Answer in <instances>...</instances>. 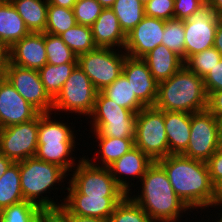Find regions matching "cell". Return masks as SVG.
Instances as JSON below:
<instances>
[{"label": "cell", "mask_w": 222, "mask_h": 222, "mask_svg": "<svg viewBox=\"0 0 222 222\" xmlns=\"http://www.w3.org/2000/svg\"><path fill=\"white\" fill-rule=\"evenodd\" d=\"M206 4L216 15L222 17V0H206Z\"/></svg>", "instance_id": "49"}, {"label": "cell", "mask_w": 222, "mask_h": 222, "mask_svg": "<svg viewBox=\"0 0 222 222\" xmlns=\"http://www.w3.org/2000/svg\"><path fill=\"white\" fill-rule=\"evenodd\" d=\"M116 0H97L103 8H111Z\"/></svg>", "instance_id": "54"}, {"label": "cell", "mask_w": 222, "mask_h": 222, "mask_svg": "<svg viewBox=\"0 0 222 222\" xmlns=\"http://www.w3.org/2000/svg\"><path fill=\"white\" fill-rule=\"evenodd\" d=\"M165 20L145 16L128 34L124 51L133 58H143L161 44Z\"/></svg>", "instance_id": "14"}, {"label": "cell", "mask_w": 222, "mask_h": 222, "mask_svg": "<svg viewBox=\"0 0 222 222\" xmlns=\"http://www.w3.org/2000/svg\"><path fill=\"white\" fill-rule=\"evenodd\" d=\"M59 37L62 41L78 55L90 52L97 46L93 41L92 30L90 26L75 24Z\"/></svg>", "instance_id": "31"}, {"label": "cell", "mask_w": 222, "mask_h": 222, "mask_svg": "<svg viewBox=\"0 0 222 222\" xmlns=\"http://www.w3.org/2000/svg\"><path fill=\"white\" fill-rule=\"evenodd\" d=\"M39 114L32 120L0 129V153L19 162L34 157L38 146Z\"/></svg>", "instance_id": "11"}, {"label": "cell", "mask_w": 222, "mask_h": 222, "mask_svg": "<svg viewBox=\"0 0 222 222\" xmlns=\"http://www.w3.org/2000/svg\"><path fill=\"white\" fill-rule=\"evenodd\" d=\"M29 33L10 0L0 1V44L8 50Z\"/></svg>", "instance_id": "23"}, {"label": "cell", "mask_w": 222, "mask_h": 222, "mask_svg": "<svg viewBox=\"0 0 222 222\" xmlns=\"http://www.w3.org/2000/svg\"><path fill=\"white\" fill-rule=\"evenodd\" d=\"M113 48L96 47L90 52L78 55L77 65L87 75L97 91L113 83L123 72L127 54Z\"/></svg>", "instance_id": "7"}, {"label": "cell", "mask_w": 222, "mask_h": 222, "mask_svg": "<svg viewBox=\"0 0 222 222\" xmlns=\"http://www.w3.org/2000/svg\"><path fill=\"white\" fill-rule=\"evenodd\" d=\"M142 59L158 83L169 79L184 66L183 59L163 44L155 47Z\"/></svg>", "instance_id": "22"}, {"label": "cell", "mask_w": 222, "mask_h": 222, "mask_svg": "<svg viewBox=\"0 0 222 222\" xmlns=\"http://www.w3.org/2000/svg\"><path fill=\"white\" fill-rule=\"evenodd\" d=\"M203 81L207 95L222 90V58L203 78Z\"/></svg>", "instance_id": "42"}, {"label": "cell", "mask_w": 222, "mask_h": 222, "mask_svg": "<svg viewBox=\"0 0 222 222\" xmlns=\"http://www.w3.org/2000/svg\"><path fill=\"white\" fill-rule=\"evenodd\" d=\"M140 195H128L154 222H177L189 208L172 188L164 168L154 161L141 178ZM177 220V221H176Z\"/></svg>", "instance_id": "2"}, {"label": "cell", "mask_w": 222, "mask_h": 222, "mask_svg": "<svg viewBox=\"0 0 222 222\" xmlns=\"http://www.w3.org/2000/svg\"><path fill=\"white\" fill-rule=\"evenodd\" d=\"M111 9L125 34L145 17L144 5L139 0H116Z\"/></svg>", "instance_id": "30"}, {"label": "cell", "mask_w": 222, "mask_h": 222, "mask_svg": "<svg viewBox=\"0 0 222 222\" xmlns=\"http://www.w3.org/2000/svg\"><path fill=\"white\" fill-rule=\"evenodd\" d=\"M41 210L36 204L24 200L0 211V222H38Z\"/></svg>", "instance_id": "35"}, {"label": "cell", "mask_w": 222, "mask_h": 222, "mask_svg": "<svg viewBox=\"0 0 222 222\" xmlns=\"http://www.w3.org/2000/svg\"><path fill=\"white\" fill-rule=\"evenodd\" d=\"M52 113H39L38 143L75 142L76 136L67 123L51 120Z\"/></svg>", "instance_id": "27"}, {"label": "cell", "mask_w": 222, "mask_h": 222, "mask_svg": "<svg viewBox=\"0 0 222 222\" xmlns=\"http://www.w3.org/2000/svg\"><path fill=\"white\" fill-rule=\"evenodd\" d=\"M109 222H154L128 195L115 207Z\"/></svg>", "instance_id": "36"}, {"label": "cell", "mask_w": 222, "mask_h": 222, "mask_svg": "<svg viewBox=\"0 0 222 222\" xmlns=\"http://www.w3.org/2000/svg\"><path fill=\"white\" fill-rule=\"evenodd\" d=\"M221 58V53L215 47H212L189 56L184 61V66L199 77L204 78Z\"/></svg>", "instance_id": "38"}, {"label": "cell", "mask_w": 222, "mask_h": 222, "mask_svg": "<svg viewBox=\"0 0 222 222\" xmlns=\"http://www.w3.org/2000/svg\"><path fill=\"white\" fill-rule=\"evenodd\" d=\"M143 5H145L149 0H139Z\"/></svg>", "instance_id": "55"}, {"label": "cell", "mask_w": 222, "mask_h": 222, "mask_svg": "<svg viewBox=\"0 0 222 222\" xmlns=\"http://www.w3.org/2000/svg\"><path fill=\"white\" fill-rule=\"evenodd\" d=\"M4 77L40 113H51L53 99L44 89L38 70L17 66L7 59Z\"/></svg>", "instance_id": "12"}, {"label": "cell", "mask_w": 222, "mask_h": 222, "mask_svg": "<svg viewBox=\"0 0 222 222\" xmlns=\"http://www.w3.org/2000/svg\"><path fill=\"white\" fill-rule=\"evenodd\" d=\"M76 65L77 63H64L61 65L46 63L38 70L44 89L52 99L58 95Z\"/></svg>", "instance_id": "29"}, {"label": "cell", "mask_w": 222, "mask_h": 222, "mask_svg": "<svg viewBox=\"0 0 222 222\" xmlns=\"http://www.w3.org/2000/svg\"><path fill=\"white\" fill-rule=\"evenodd\" d=\"M7 55L12 64L39 70L47 63L45 32H30L9 48Z\"/></svg>", "instance_id": "18"}, {"label": "cell", "mask_w": 222, "mask_h": 222, "mask_svg": "<svg viewBox=\"0 0 222 222\" xmlns=\"http://www.w3.org/2000/svg\"><path fill=\"white\" fill-rule=\"evenodd\" d=\"M207 104L203 78L185 66L169 79L158 83L154 106L160 110L194 113L207 109Z\"/></svg>", "instance_id": "3"}, {"label": "cell", "mask_w": 222, "mask_h": 222, "mask_svg": "<svg viewBox=\"0 0 222 222\" xmlns=\"http://www.w3.org/2000/svg\"><path fill=\"white\" fill-rule=\"evenodd\" d=\"M103 9L97 0H77L73 6L76 23L91 26Z\"/></svg>", "instance_id": "39"}, {"label": "cell", "mask_w": 222, "mask_h": 222, "mask_svg": "<svg viewBox=\"0 0 222 222\" xmlns=\"http://www.w3.org/2000/svg\"><path fill=\"white\" fill-rule=\"evenodd\" d=\"M101 92L118 106L129 109L134 113H138L142 108L146 107L136 97L130 83L123 74Z\"/></svg>", "instance_id": "26"}, {"label": "cell", "mask_w": 222, "mask_h": 222, "mask_svg": "<svg viewBox=\"0 0 222 222\" xmlns=\"http://www.w3.org/2000/svg\"><path fill=\"white\" fill-rule=\"evenodd\" d=\"M212 183L222 178V151L217 150L206 161Z\"/></svg>", "instance_id": "43"}, {"label": "cell", "mask_w": 222, "mask_h": 222, "mask_svg": "<svg viewBox=\"0 0 222 222\" xmlns=\"http://www.w3.org/2000/svg\"><path fill=\"white\" fill-rule=\"evenodd\" d=\"M7 59V50L0 44V79L4 77L5 64Z\"/></svg>", "instance_id": "51"}, {"label": "cell", "mask_w": 222, "mask_h": 222, "mask_svg": "<svg viewBox=\"0 0 222 222\" xmlns=\"http://www.w3.org/2000/svg\"><path fill=\"white\" fill-rule=\"evenodd\" d=\"M161 44L167 46L185 61V34L183 20L174 18L165 21Z\"/></svg>", "instance_id": "37"}, {"label": "cell", "mask_w": 222, "mask_h": 222, "mask_svg": "<svg viewBox=\"0 0 222 222\" xmlns=\"http://www.w3.org/2000/svg\"><path fill=\"white\" fill-rule=\"evenodd\" d=\"M90 27L93 41L97 47L124 48L126 34L121 29L119 20L111 8H104Z\"/></svg>", "instance_id": "20"}, {"label": "cell", "mask_w": 222, "mask_h": 222, "mask_svg": "<svg viewBox=\"0 0 222 222\" xmlns=\"http://www.w3.org/2000/svg\"><path fill=\"white\" fill-rule=\"evenodd\" d=\"M136 117L137 113L118 106L98 91L89 118L93 119L91 128L95 137L135 138Z\"/></svg>", "instance_id": "5"}, {"label": "cell", "mask_w": 222, "mask_h": 222, "mask_svg": "<svg viewBox=\"0 0 222 222\" xmlns=\"http://www.w3.org/2000/svg\"><path fill=\"white\" fill-rule=\"evenodd\" d=\"M222 202V178L213 184V207L219 206Z\"/></svg>", "instance_id": "47"}, {"label": "cell", "mask_w": 222, "mask_h": 222, "mask_svg": "<svg viewBox=\"0 0 222 222\" xmlns=\"http://www.w3.org/2000/svg\"><path fill=\"white\" fill-rule=\"evenodd\" d=\"M66 188L68 196L61 202L69 213L94 218L110 219L116 205L124 197H89L81 194L70 182Z\"/></svg>", "instance_id": "15"}, {"label": "cell", "mask_w": 222, "mask_h": 222, "mask_svg": "<svg viewBox=\"0 0 222 222\" xmlns=\"http://www.w3.org/2000/svg\"><path fill=\"white\" fill-rule=\"evenodd\" d=\"M213 47H215L222 55V18L219 20L216 29Z\"/></svg>", "instance_id": "48"}, {"label": "cell", "mask_w": 222, "mask_h": 222, "mask_svg": "<svg viewBox=\"0 0 222 222\" xmlns=\"http://www.w3.org/2000/svg\"><path fill=\"white\" fill-rule=\"evenodd\" d=\"M206 5V0H174V18L188 19Z\"/></svg>", "instance_id": "41"}, {"label": "cell", "mask_w": 222, "mask_h": 222, "mask_svg": "<svg viewBox=\"0 0 222 222\" xmlns=\"http://www.w3.org/2000/svg\"><path fill=\"white\" fill-rule=\"evenodd\" d=\"M206 4L199 11L183 20L185 34V60L203 50L212 48L219 20Z\"/></svg>", "instance_id": "13"}, {"label": "cell", "mask_w": 222, "mask_h": 222, "mask_svg": "<svg viewBox=\"0 0 222 222\" xmlns=\"http://www.w3.org/2000/svg\"><path fill=\"white\" fill-rule=\"evenodd\" d=\"M59 209L69 218L70 222H109L108 219L71 214L63 206H60Z\"/></svg>", "instance_id": "46"}, {"label": "cell", "mask_w": 222, "mask_h": 222, "mask_svg": "<svg viewBox=\"0 0 222 222\" xmlns=\"http://www.w3.org/2000/svg\"><path fill=\"white\" fill-rule=\"evenodd\" d=\"M219 205H220L219 207H222V202ZM217 222H222V216H221L220 220L218 219Z\"/></svg>", "instance_id": "56"}, {"label": "cell", "mask_w": 222, "mask_h": 222, "mask_svg": "<svg viewBox=\"0 0 222 222\" xmlns=\"http://www.w3.org/2000/svg\"><path fill=\"white\" fill-rule=\"evenodd\" d=\"M24 201L20 185L19 162H14L0 177V211Z\"/></svg>", "instance_id": "28"}, {"label": "cell", "mask_w": 222, "mask_h": 222, "mask_svg": "<svg viewBox=\"0 0 222 222\" xmlns=\"http://www.w3.org/2000/svg\"><path fill=\"white\" fill-rule=\"evenodd\" d=\"M30 32L44 33L47 25V0H10Z\"/></svg>", "instance_id": "24"}, {"label": "cell", "mask_w": 222, "mask_h": 222, "mask_svg": "<svg viewBox=\"0 0 222 222\" xmlns=\"http://www.w3.org/2000/svg\"><path fill=\"white\" fill-rule=\"evenodd\" d=\"M39 113L5 77L0 79V129L30 121Z\"/></svg>", "instance_id": "16"}, {"label": "cell", "mask_w": 222, "mask_h": 222, "mask_svg": "<svg viewBox=\"0 0 222 222\" xmlns=\"http://www.w3.org/2000/svg\"><path fill=\"white\" fill-rule=\"evenodd\" d=\"M219 120L208 110L191 113L190 140L182 154L206 162L218 150Z\"/></svg>", "instance_id": "10"}, {"label": "cell", "mask_w": 222, "mask_h": 222, "mask_svg": "<svg viewBox=\"0 0 222 222\" xmlns=\"http://www.w3.org/2000/svg\"><path fill=\"white\" fill-rule=\"evenodd\" d=\"M97 92L87 75L76 65L58 95L53 99V111H71V113L90 117Z\"/></svg>", "instance_id": "9"}, {"label": "cell", "mask_w": 222, "mask_h": 222, "mask_svg": "<svg viewBox=\"0 0 222 222\" xmlns=\"http://www.w3.org/2000/svg\"><path fill=\"white\" fill-rule=\"evenodd\" d=\"M77 0H47L48 5H57L63 8L73 9Z\"/></svg>", "instance_id": "50"}, {"label": "cell", "mask_w": 222, "mask_h": 222, "mask_svg": "<svg viewBox=\"0 0 222 222\" xmlns=\"http://www.w3.org/2000/svg\"><path fill=\"white\" fill-rule=\"evenodd\" d=\"M134 146L153 161L169 155L163 110L155 106H147L137 113Z\"/></svg>", "instance_id": "6"}, {"label": "cell", "mask_w": 222, "mask_h": 222, "mask_svg": "<svg viewBox=\"0 0 222 222\" xmlns=\"http://www.w3.org/2000/svg\"><path fill=\"white\" fill-rule=\"evenodd\" d=\"M19 169L20 185L25 201H30L41 209H58L61 206L60 203L42 194L48 193L50 189L53 190L56 183L64 182L63 178L68 175L63 168L34 156L19 161Z\"/></svg>", "instance_id": "4"}, {"label": "cell", "mask_w": 222, "mask_h": 222, "mask_svg": "<svg viewBox=\"0 0 222 222\" xmlns=\"http://www.w3.org/2000/svg\"><path fill=\"white\" fill-rule=\"evenodd\" d=\"M97 140L101 167H109L134 147V138L97 137Z\"/></svg>", "instance_id": "32"}, {"label": "cell", "mask_w": 222, "mask_h": 222, "mask_svg": "<svg viewBox=\"0 0 222 222\" xmlns=\"http://www.w3.org/2000/svg\"><path fill=\"white\" fill-rule=\"evenodd\" d=\"M145 16L162 20L174 19V0H149L144 5Z\"/></svg>", "instance_id": "40"}, {"label": "cell", "mask_w": 222, "mask_h": 222, "mask_svg": "<svg viewBox=\"0 0 222 222\" xmlns=\"http://www.w3.org/2000/svg\"><path fill=\"white\" fill-rule=\"evenodd\" d=\"M122 74L127 78L136 97L146 107L155 105L158 96V82L153 78L142 58L127 55Z\"/></svg>", "instance_id": "17"}, {"label": "cell", "mask_w": 222, "mask_h": 222, "mask_svg": "<svg viewBox=\"0 0 222 222\" xmlns=\"http://www.w3.org/2000/svg\"><path fill=\"white\" fill-rule=\"evenodd\" d=\"M157 162L164 168L174 192L189 210L213 207V183L206 162L181 154H170Z\"/></svg>", "instance_id": "1"}, {"label": "cell", "mask_w": 222, "mask_h": 222, "mask_svg": "<svg viewBox=\"0 0 222 222\" xmlns=\"http://www.w3.org/2000/svg\"><path fill=\"white\" fill-rule=\"evenodd\" d=\"M207 109L218 119L222 120V90L208 95Z\"/></svg>", "instance_id": "44"}, {"label": "cell", "mask_w": 222, "mask_h": 222, "mask_svg": "<svg viewBox=\"0 0 222 222\" xmlns=\"http://www.w3.org/2000/svg\"><path fill=\"white\" fill-rule=\"evenodd\" d=\"M164 124L170 154H183L190 140L191 113L164 111Z\"/></svg>", "instance_id": "21"}, {"label": "cell", "mask_w": 222, "mask_h": 222, "mask_svg": "<svg viewBox=\"0 0 222 222\" xmlns=\"http://www.w3.org/2000/svg\"><path fill=\"white\" fill-rule=\"evenodd\" d=\"M218 150L222 151V120H219V128H218Z\"/></svg>", "instance_id": "53"}, {"label": "cell", "mask_w": 222, "mask_h": 222, "mask_svg": "<svg viewBox=\"0 0 222 222\" xmlns=\"http://www.w3.org/2000/svg\"><path fill=\"white\" fill-rule=\"evenodd\" d=\"M75 24L76 20L73 9L48 5L46 33L59 36Z\"/></svg>", "instance_id": "34"}, {"label": "cell", "mask_w": 222, "mask_h": 222, "mask_svg": "<svg viewBox=\"0 0 222 222\" xmlns=\"http://www.w3.org/2000/svg\"><path fill=\"white\" fill-rule=\"evenodd\" d=\"M45 48L48 64L61 65L64 63H77V54H75L58 35L45 32Z\"/></svg>", "instance_id": "33"}, {"label": "cell", "mask_w": 222, "mask_h": 222, "mask_svg": "<svg viewBox=\"0 0 222 222\" xmlns=\"http://www.w3.org/2000/svg\"><path fill=\"white\" fill-rule=\"evenodd\" d=\"M154 161L145 153H143L139 148L134 146L121 158L115 161L108 168L111 172L112 177L115 179L117 185L127 194H132L129 192L130 183L127 180H124L121 175L132 176V178H141L146 173L148 167ZM130 185V186H129Z\"/></svg>", "instance_id": "19"}, {"label": "cell", "mask_w": 222, "mask_h": 222, "mask_svg": "<svg viewBox=\"0 0 222 222\" xmlns=\"http://www.w3.org/2000/svg\"><path fill=\"white\" fill-rule=\"evenodd\" d=\"M13 163V160L5 157L2 153H0V177L9 169Z\"/></svg>", "instance_id": "52"}, {"label": "cell", "mask_w": 222, "mask_h": 222, "mask_svg": "<svg viewBox=\"0 0 222 222\" xmlns=\"http://www.w3.org/2000/svg\"><path fill=\"white\" fill-rule=\"evenodd\" d=\"M75 146V142L38 143L35 157L70 172L72 168H75V160L72 157Z\"/></svg>", "instance_id": "25"}, {"label": "cell", "mask_w": 222, "mask_h": 222, "mask_svg": "<svg viewBox=\"0 0 222 222\" xmlns=\"http://www.w3.org/2000/svg\"><path fill=\"white\" fill-rule=\"evenodd\" d=\"M69 182L83 195L89 197H125L108 167L80 158Z\"/></svg>", "instance_id": "8"}, {"label": "cell", "mask_w": 222, "mask_h": 222, "mask_svg": "<svg viewBox=\"0 0 222 222\" xmlns=\"http://www.w3.org/2000/svg\"><path fill=\"white\" fill-rule=\"evenodd\" d=\"M38 222H70L69 218L58 209H42Z\"/></svg>", "instance_id": "45"}]
</instances>
